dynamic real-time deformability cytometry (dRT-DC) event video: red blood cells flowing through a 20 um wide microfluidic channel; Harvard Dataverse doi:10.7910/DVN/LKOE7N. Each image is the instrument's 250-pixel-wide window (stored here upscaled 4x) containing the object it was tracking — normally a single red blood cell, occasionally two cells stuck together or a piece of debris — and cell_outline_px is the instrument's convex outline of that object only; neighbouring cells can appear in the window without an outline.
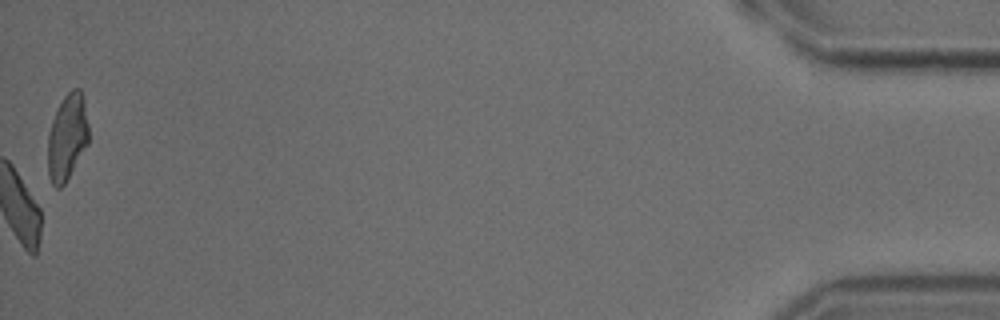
{"species": "common noctule bat (a hibernating species)", "species_latin": "Nyctalus noctula", "temperature_condition": "cold", "stored_images_in_passage": 49, "camera_frame_rate_fps": 3000, "um_per_image_px": 0.085, "animal": {"sex": "male", "body_mass_g": 18.8}, "frame": {"image": 1, "passage_image": 49, "time_ms": 16.0, "image_size_px": [1000, 320], "cell_outline_px": [[88, 144], [64, 184], [60, 188], [56, 188], [52, 184], [48, 176], [48, 132], [56, 108], [64, 96], [72, 88], [80, 88], [84, 104], [88, 124]], "centroid_in_image_um": [5.69, 11.65], "position_along_channel_um": 429.5, "area_um2": 20.52}}